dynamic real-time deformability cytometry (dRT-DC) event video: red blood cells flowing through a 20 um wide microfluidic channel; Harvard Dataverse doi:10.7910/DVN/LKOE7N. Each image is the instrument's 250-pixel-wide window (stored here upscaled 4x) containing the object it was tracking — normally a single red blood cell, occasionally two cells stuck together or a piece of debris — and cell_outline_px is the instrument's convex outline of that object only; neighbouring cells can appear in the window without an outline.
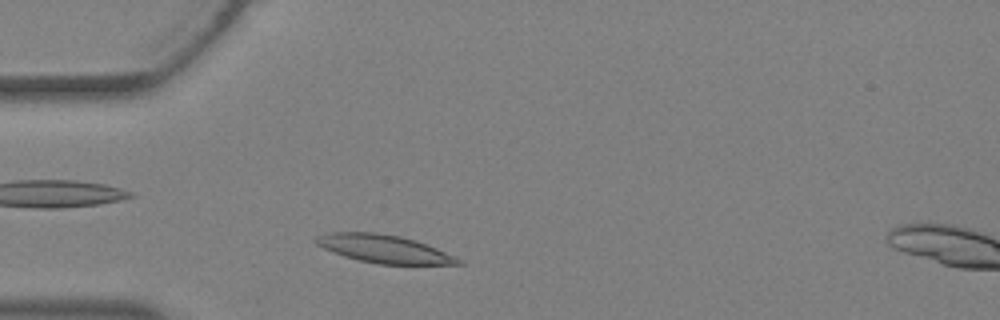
{"species": "Egyptian fruit bat (a non-hibernating species)", "species_latin": "Rousettus aegyptiacus", "temperature_condition": "warm", "stored_images_in_passage": 27, "camera_frame_rate_fps": 3000, "um_per_image_px": 0.085, "animal": {"sex": "female"}, "frame": {"image": 1, "passage_image": 3, "time_ms": 0.667, "image_size_px": [1000, 320], "cell_outline_px": [[464, 264], [380, 264], [360, 260], [344, 256], [324, 248], [316, 244], [312, 240], [316, 236], [328, 232], [376, 232], [400, 236], [416, 240], [436, 248], [464, 260]], "centroid_in_image_um": [32.63, 21.14], "position_along_channel_um": 52.4, "area_um2": 23.18}}
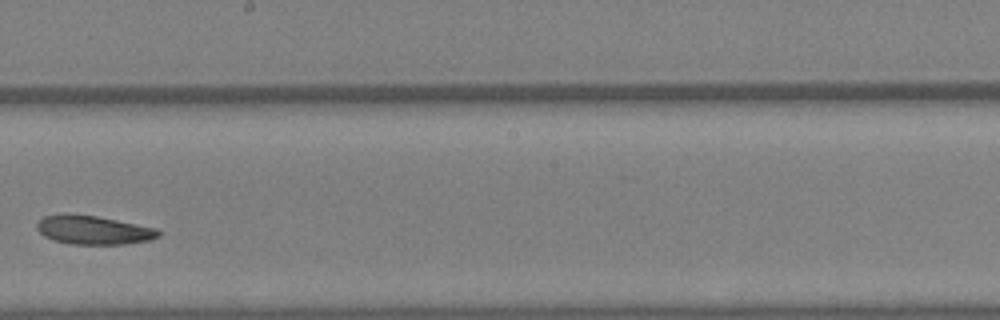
{"frame": {"image": 2, "passage_image": 14, "time_ms": 4.333, "image_size_px": [1000, 320], "cell_outline_px": [[160, 236], [152, 240], [124, 244], [68, 244], [52, 240], [44, 236], [36, 228], [36, 224], [44, 216], [64, 212], [72, 212], [96, 216], [156, 228], [160, 232]], "centroid_in_image_um": [7.9, 19.54], "position_along_channel_um": 240.3, "area_um2": 20.69}}
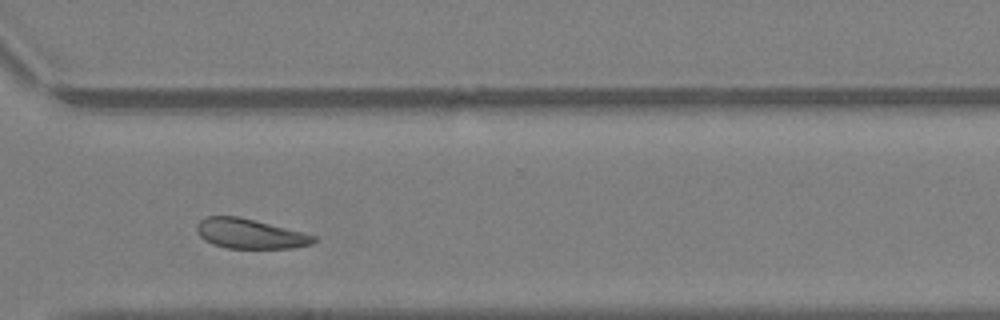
{"frame": {"image": 3, "passage_image": 20, "time_ms": 6.333, "image_size_px": [1000, 320], "cell_outline_px": [[316, 240], [312, 244], [292, 248], [228, 248], [212, 244], [204, 240], [196, 232], [196, 224], [204, 216], [236, 216], [304, 232], [316, 236]], "centroid_in_image_um": [21.21, 19.87], "position_along_channel_um": 349.4, "area_um2": 20.29}}